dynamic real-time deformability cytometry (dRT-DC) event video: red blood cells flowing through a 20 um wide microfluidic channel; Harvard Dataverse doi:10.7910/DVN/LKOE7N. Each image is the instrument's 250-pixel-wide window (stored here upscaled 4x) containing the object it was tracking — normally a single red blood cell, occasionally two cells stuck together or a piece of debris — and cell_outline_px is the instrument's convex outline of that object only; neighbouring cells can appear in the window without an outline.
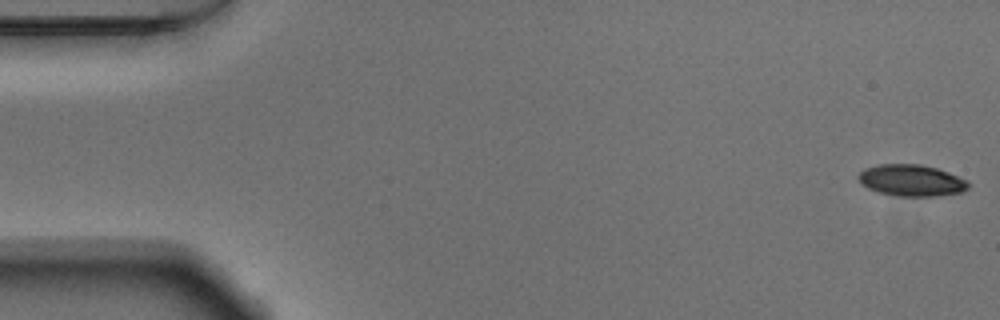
{"species": "Egyptian fruit bat (a non-hibernating species)", "species_latin": "Rousettus aegyptiacus", "temperature_condition": "warm", "stored_images_in_passage": 53, "camera_frame_rate_fps": 3000, "um_per_image_px": 0.085, "animal": {"sex": "male"}, "frame": {"image": 1, "passage_image": 1, "time_ms": 0.0, "image_size_px": [1000, 320], "cell_outline_px": [[968, 188], [964, 192], [936, 196], [896, 196], [880, 192], [868, 188], [856, 176], [864, 168], [880, 164], [920, 164], [936, 168], [948, 172], [968, 180]], "centroid_in_image_um": [77.49, 15.33], "position_along_channel_um": 7.5, "area_um2": 20.17}}
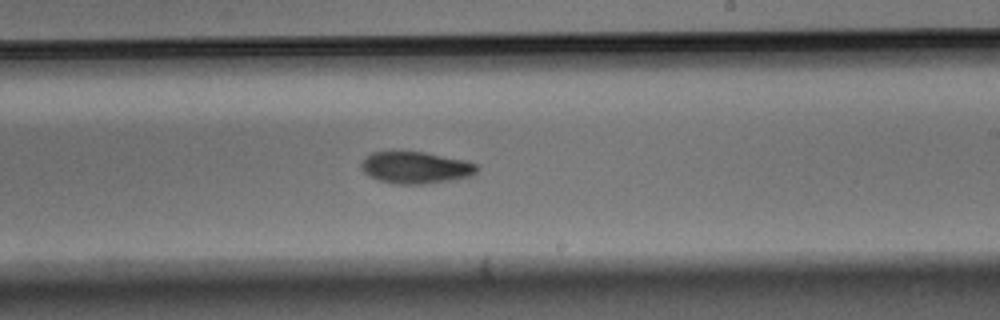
{"frame": {"image": 2, "passage_image": 31, "time_ms": 10.0, "image_size_px": [1000, 320], "cell_outline_px": [[480, 168], [472, 176], [424, 184], [396, 184], [380, 180], [364, 172], [364, 160], [372, 152], [424, 152], [464, 160], [476, 164]], "centroid_in_image_um": [35.41, 14.25], "position_along_channel_um": 253.6, "area_um2": 20.92}}
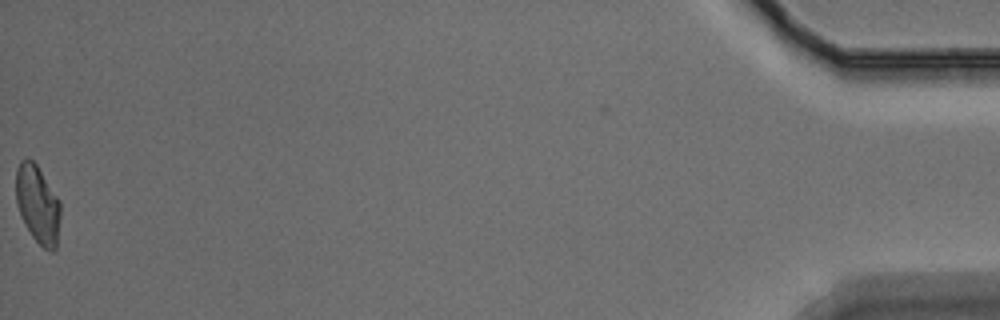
{"frame": {"image": 3, "passage_image": 53, "time_ms": 17.333, "image_size_px": [1000, 320], "cell_outline_px": [[60, 216], [56, 248], [52, 252], [48, 252], [32, 236], [24, 224], [20, 216], [16, 204], [16, 168], [20, 160], [28, 156], [36, 164], [60, 200]], "centroid_in_image_um": [3.19, 17.35], "position_along_channel_um": 432.0, "area_um2": 20.46}, "authors_computed_cell_mechanics": {"area_um2": 21.1548, "velocity_mm_per_s": 3.8112, "shape_relaxation_time_tau1_ms": 3.6523, "shape_relaxation_time_tau2_ms": null, "deformation_change_tau1": 0.127, "deformation_change_tau2": null}}